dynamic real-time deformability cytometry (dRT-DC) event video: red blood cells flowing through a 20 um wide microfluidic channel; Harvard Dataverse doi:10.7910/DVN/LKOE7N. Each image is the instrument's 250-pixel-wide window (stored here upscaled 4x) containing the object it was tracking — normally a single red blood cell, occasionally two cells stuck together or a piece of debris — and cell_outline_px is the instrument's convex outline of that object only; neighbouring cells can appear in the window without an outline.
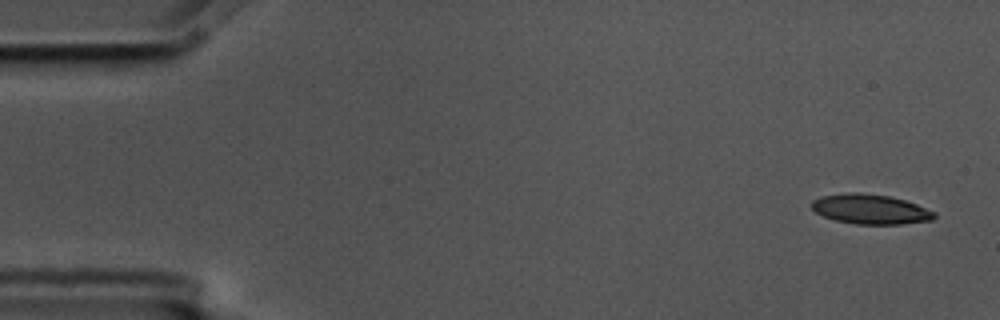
{"species": "common noctule bat (a hibernating species)", "species_latin": "Nyctalus noctula", "temperature_condition": "cold", "stored_images_in_passage": 5, "camera_frame_rate_fps": 3000, "um_per_image_px": 0.085, "animal": {"sex": "male", "body_mass_g": 17.5, "forearm_length_mm": 52.3}, "frame": {"image": 1, "passage_image": 1, "time_ms": 0.0, "image_size_px": [1000, 320], "cell_outline_px": [[936, 216], [932, 220], [900, 224], [856, 224], [836, 220], [824, 216], [816, 212], [808, 204], [812, 200], [820, 196], [848, 192], [860, 192], [888, 196], [904, 200], [916, 204], [936, 212]], "centroid_in_image_um": [73.95, 17.77], "position_along_channel_um": 11.0, "area_um2": 21.33}}